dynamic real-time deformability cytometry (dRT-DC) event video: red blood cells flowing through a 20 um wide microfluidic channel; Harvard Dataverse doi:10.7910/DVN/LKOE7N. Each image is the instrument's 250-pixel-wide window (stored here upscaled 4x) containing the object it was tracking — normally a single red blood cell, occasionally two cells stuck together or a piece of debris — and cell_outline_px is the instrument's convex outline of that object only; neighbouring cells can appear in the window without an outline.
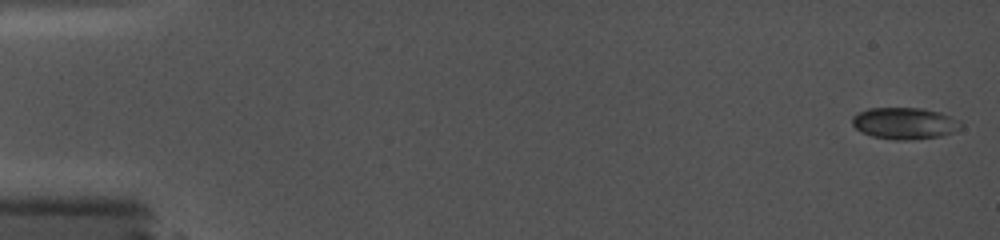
{"species": "common noctule bat (a hibernating species)", "species_latin": "Nyctalus noctula", "temperature_condition": "cold", "stored_images_in_passage": 11, "camera_frame_rate_fps": 5000, "um_per_image_px": 0.085, "animal": {"sex": "female", "body_mass_g": 19.0, "forearm_length_mm": 56.7}, "frame": {"image": 1, "passage_image": 1, "time_ms": 0.0, "image_size_px": [1000, 240], "cell_outline_px": [[964, 124], [960, 128], [952, 132], [940, 136], [904, 140], [896, 140], [872, 136], [856, 128], [852, 124], [852, 116], [868, 108], [924, 108], [940, 112], [960, 120]], "centroid_in_image_um": [76.92, 10.47], "position_along_channel_um": 8.1, "area_um2": 19.94}}